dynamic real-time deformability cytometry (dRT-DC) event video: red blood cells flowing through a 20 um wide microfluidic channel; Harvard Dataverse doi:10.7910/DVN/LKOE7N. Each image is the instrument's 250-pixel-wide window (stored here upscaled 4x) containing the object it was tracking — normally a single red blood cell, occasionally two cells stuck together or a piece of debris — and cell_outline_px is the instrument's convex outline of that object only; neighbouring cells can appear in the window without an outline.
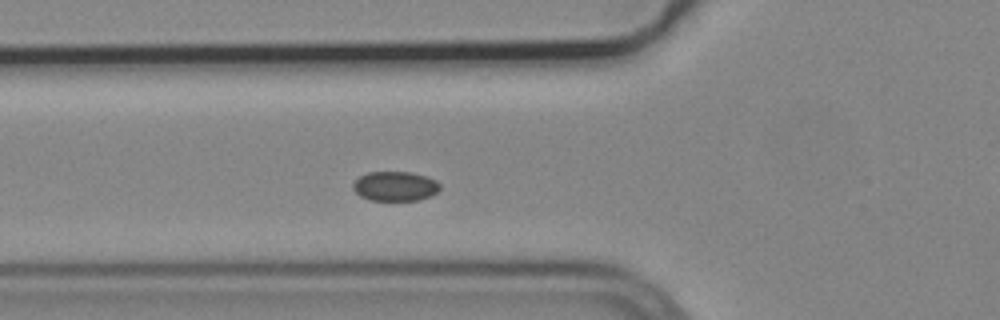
{"species": "common noctule bat (a hibernating species)", "species_latin": "Nyctalus noctula", "temperature_condition": "cold", "stored_images_in_passage": 5, "segment_of_instrument_passage": [1, 2], "camera_frame_rate_fps": 3000, "um_per_image_px": 0.085, "animal": {"sex": "male", "body_mass_g": 19.2, "forearm_length_mm": 51.8}, "frame": {"image": 1, "passage_image": 4, "time_ms": 1.0, "image_size_px": [1000, 320], "cell_outline_px": [[440, 188], [432, 196], [416, 200], [372, 200], [360, 196], [352, 188], [352, 184], [360, 176], [368, 172], [412, 172], [436, 180], [440, 184]], "centroid_in_image_um": [33.58, 15.82], "position_along_channel_um": 92.2, "area_um2": 14.91}}